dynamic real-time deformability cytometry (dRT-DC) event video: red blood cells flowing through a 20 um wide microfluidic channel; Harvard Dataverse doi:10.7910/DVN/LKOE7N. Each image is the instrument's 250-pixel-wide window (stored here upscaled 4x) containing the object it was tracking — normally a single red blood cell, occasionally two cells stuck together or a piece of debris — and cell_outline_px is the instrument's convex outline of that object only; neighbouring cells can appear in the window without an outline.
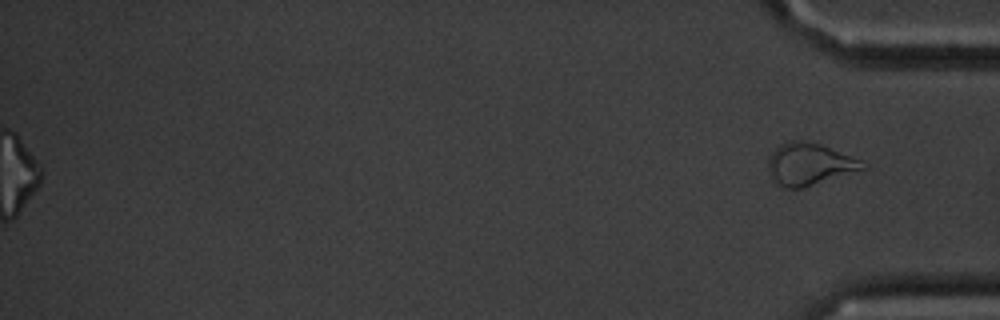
{"species": "common noctule bat (a hibernating species)", "species_latin": "Nyctalus noctula", "temperature_condition": "cold", "stored_images_in_passage": 61, "segment_of_instrument_passage": [2, 2], "camera_frame_rate_fps": 3000, "um_per_image_px": 0.085, "animal": {"sex": "male", "body_mass_g": 20.1, "forearm_length_mm": 53.5}, "frame": {"image": 1, "passage_image": 61, "time_ms": 20.0, "image_size_px": [1000, 320], "cell_outline_px": [[868, 168], [804, 188], [784, 188], [772, 180], [768, 172], [768, 156], [780, 144], [788, 140], [804, 140], [820, 144], [860, 160], [868, 164]], "centroid_in_image_um": [68.78, 13.96], "position_along_channel_um": 366.4, "area_um2": 23.41}}